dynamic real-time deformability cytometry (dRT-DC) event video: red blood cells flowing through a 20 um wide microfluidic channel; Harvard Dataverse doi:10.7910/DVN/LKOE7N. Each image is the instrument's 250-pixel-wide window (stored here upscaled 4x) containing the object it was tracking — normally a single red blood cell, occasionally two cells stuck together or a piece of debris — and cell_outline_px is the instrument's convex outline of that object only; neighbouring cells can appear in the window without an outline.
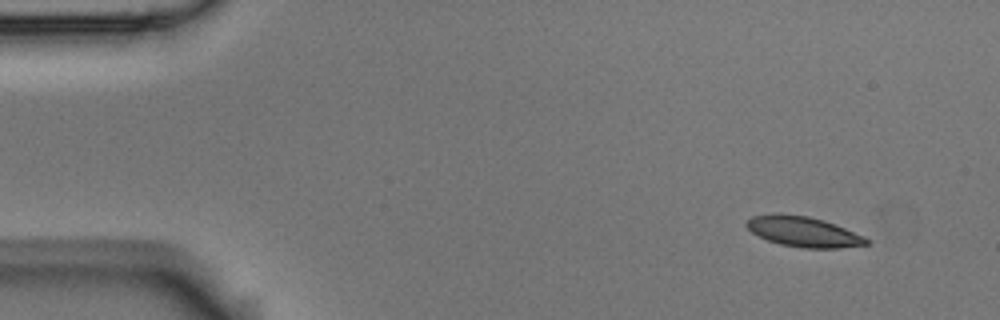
{"species": "Egyptian fruit bat (a non-hibernating species)", "species_latin": "Rousettus aegyptiacus", "temperature_condition": "room temperature", "stored_images_in_passage": 5, "camera_frame_rate_fps": 3000, "um_per_image_px": 0.085, "animal": {"sex": "male"}, "frame": {"image": 1, "passage_image": 1, "time_ms": 0.0, "image_size_px": [1000, 320], "cell_outline_px": [[872, 240], [868, 244], [840, 248], [804, 248], [780, 244], [768, 240], [752, 232], [744, 224], [752, 216], [780, 212], [808, 216], [824, 220], [864, 236]], "centroid_in_image_um": [68.29, 19.68], "position_along_channel_um": 16.7, "area_um2": 21.21}}
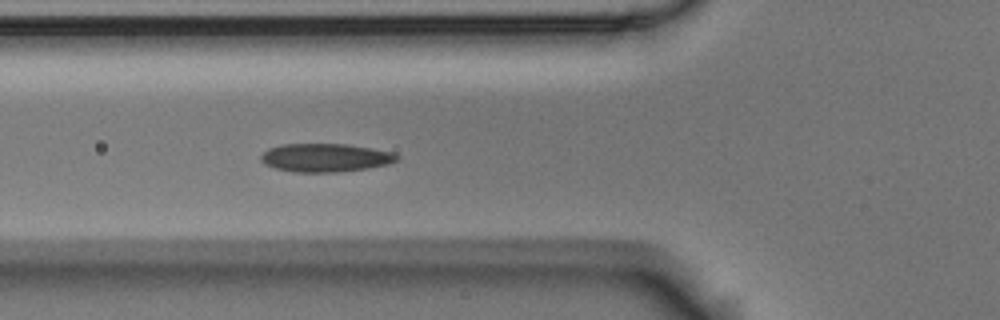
{"frame": {"image": 2, "passage_image": 5, "time_ms": 1.333, "image_size_px": [1000, 320], "cell_outline_px": [[400, 160], [388, 164], [368, 168], [336, 172], [292, 172], [276, 168], [264, 164], [260, 160], [260, 156], [268, 148], [284, 144], [348, 144], [392, 152], [400, 156]], "centroid_in_image_um": [27.66, 13.4], "position_along_channel_um": 98.1, "area_um2": 22.54}}